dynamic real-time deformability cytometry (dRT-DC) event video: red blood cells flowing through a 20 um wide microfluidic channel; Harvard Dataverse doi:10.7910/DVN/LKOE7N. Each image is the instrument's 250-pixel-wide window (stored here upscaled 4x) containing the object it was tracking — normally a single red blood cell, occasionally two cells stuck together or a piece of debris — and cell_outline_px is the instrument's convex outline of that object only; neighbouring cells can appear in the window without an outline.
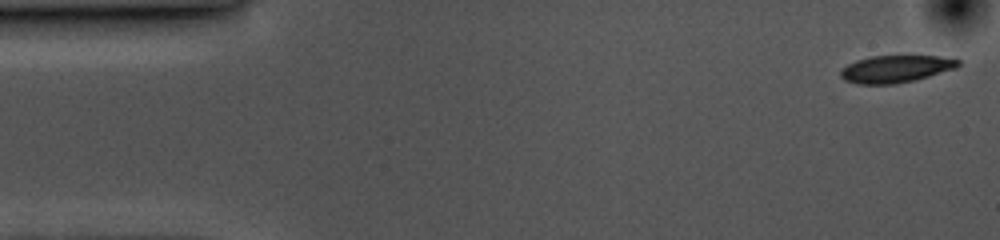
{"species": "common noctule bat (a hibernating species)", "species_latin": "Nyctalus noctula", "temperature_condition": "cold", "stored_images_in_passage": 54, "camera_frame_rate_fps": 3000, "um_per_image_px": 0.085, "animal": {"sex": "female", "body_mass_g": 10.0, "forearm_length_mm": 53.1}, "frame": {"image": 1, "passage_image": 1, "time_ms": 0.0, "image_size_px": [1000, 240], "cell_outline_px": [[960, 64], [956, 68], [916, 80], [896, 84], [856, 84], [844, 80], [840, 76], [840, 72], [848, 64], [856, 60], [872, 56], [940, 56], [960, 60]], "centroid_in_image_um": [76.14, 5.86], "position_along_channel_um": 8.9, "area_um2": 18.67}}
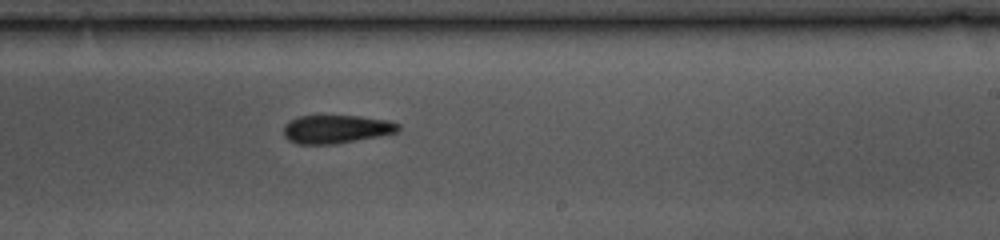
{"frame": {"image": 2, "passage_image": 31, "time_ms": 10.0, "image_size_px": [1000, 240], "cell_outline_px": [[400, 132], [380, 136], [336, 144], [296, 144], [288, 140], [284, 136], [284, 124], [288, 120], [300, 116], [360, 116], [388, 120], [400, 124]], "centroid_in_image_um": [28.59, 10.98], "position_along_channel_um": 260.4, "area_um2": 19.19}}
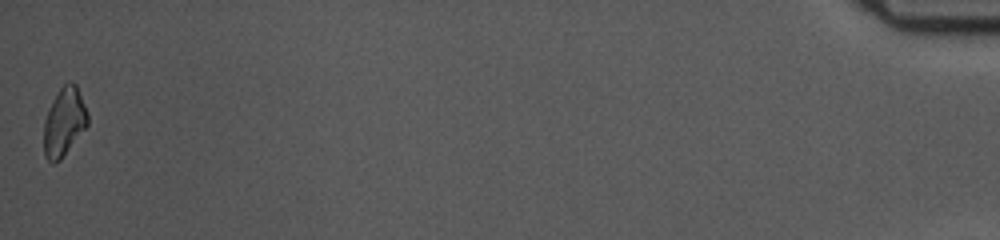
{"frame": {"image": 3, "passage_image": 54, "time_ms": 17.667, "image_size_px": [1000, 240], "cell_outline_px": [[88, 124], [60, 160], [52, 164], [44, 156], [44, 120], [52, 100], [60, 88], [68, 80], [72, 80], [76, 84], [88, 112]], "centroid_in_image_um": [5.45, 10.34], "position_along_channel_um": 429.8, "area_um2": 17.51}, "authors_computed_cell_mechanics": {"area_um2": 19.2763, "velocity_mm_per_s": 3.5671, "shape_relaxation_time_tau1_ms": 4.012, "shape_relaxation_time_tau2_ms": null, "deformation_change_tau1": 0.1123, "deformation_change_tau2": null}}